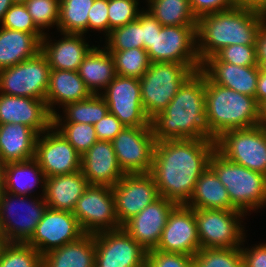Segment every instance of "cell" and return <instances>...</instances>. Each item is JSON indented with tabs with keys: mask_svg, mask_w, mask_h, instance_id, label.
<instances>
[{
	"mask_svg": "<svg viewBox=\"0 0 266 267\" xmlns=\"http://www.w3.org/2000/svg\"><path fill=\"white\" fill-rule=\"evenodd\" d=\"M215 150L213 139L156 141L150 174L160 196L186 204Z\"/></svg>",
	"mask_w": 266,
	"mask_h": 267,
	"instance_id": "cell-1",
	"label": "cell"
},
{
	"mask_svg": "<svg viewBox=\"0 0 266 267\" xmlns=\"http://www.w3.org/2000/svg\"><path fill=\"white\" fill-rule=\"evenodd\" d=\"M150 124L157 142L210 139L205 110V74L201 70L194 72Z\"/></svg>",
	"mask_w": 266,
	"mask_h": 267,
	"instance_id": "cell-2",
	"label": "cell"
},
{
	"mask_svg": "<svg viewBox=\"0 0 266 267\" xmlns=\"http://www.w3.org/2000/svg\"><path fill=\"white\" fill-rule=\"evenodd\" d=\"M265 20L266 14L243 7L197 18L196 47L200 62L230 45H256L259 28Z\"/></svg>",
	"mask_w": 266,
	"mask_h": 267,
	"instance_id": "cell-3",
	"label": "cell"
},
{
	"mask_svg": "<svg viewBox=\"0 0 266 267\" xmlns=\"http://www.w3.org/2000/svg\"><path fill=\"white\" fill-rule=\"evenodd\" d=\"M205 110L208 137L213 140L227 130L260 125L256 98L213 83L206 75Z\"/></svg>",
	"mask_w": 266,
	"mask_h": 267,
	"instance_id": "cell-4",
	"label": "cell"
},
{
	"mask_svg": "<svg viewBox=\"0 0 266 267\" xmlns=\"http://www.w3.org/2000/svg\"><path fill=\"white\" fill-rule=\"evenodd\" d=\"M209 167L226 187L231 203L239 211L246 214L266 205V175L226 159L217 150L210 157Z\"/></svg>",
	"mask_w": 266,
	"mask_h": 267,
	"instance_id": "cell-5",
	"label": "cell"
},
{
	"mask_svg": "<svg viewBox=\"0 0 266 267\" xmlns=\"http://www.w3.org/2000/svg\"><path fill=\"white\" fill-rule=\"evenodd\" d=\"M200 69L201 64L152 62L140 78L142 105L148 118L161 113L183 83Z\"/></svg>",
	"mask_w": 266,
	"mask_h": 267,
	"instance_id": "cell-6",
	"label": "cell"
},
{
	"mask_svg": "<svg viewBox=\"0 0 266 267\" xmlns=\"http://www.w3.org/2000/svg\"><path fill=\"white\" fill-rule=\"evenodd\" d=\"M215 142L226 159L266 175V127L227 130Z\"/></svg>",
	"mask_w": 266,
	"mask_h": 267,
	"instance_id": "cell-7",
	"label": "cell"
},
{
	"mask_svg": "<svg viewBox=\"0 0 266 267\" xmlns=\"http://www.w3.org/2000/svg\"><path fill=\"white\" fill-rule=\"evenodd\" d=\"M28 198L5 191L0 196V228L8 243H27L47 209L43 194L40 200L34 198L28 202Z\"/></svg>",
	"mask_w": 266,
	"mask_h": 267,
	"instance_id": "cell-8",
	"label": "cell"
},
{
	"mask_svg": "<svg viewBox=\"0 0 266 267\" xmlns=\"http://www.w3.org/2000/svg\"><path fill=\"white\" fill-rule=\"evenodd\" d=\"M51 68L40 51L34 57L0 70V93L45 100Z\"/></svg>",
	"mask_w": 266,
	"mask_h": 267,
	"instance_id": "cell-9",
	"label": "cell"
},
{
	"mask_svg": "<svg viewBox=\"0 0 266 267\" xmlns=\"http://www.w3.org/2000/svg\"><path fill=\"white\" fill-rule=\"evenodd\" d=\"M245 215L239 210L195 209L200 247L241 248L245 233L240 219Z\"/></svg>",
	"mask_w": 266,
	"mask_h": 267,
	"instance_id": "cell-10",
	"label": "cell"
},
{
	"mask_svg": "<svg viewBox=\"0 0 266 267\" xmlns=\"http://www.w3.org/2000/svg\"><path fill=\"white\" fill-rule=\"evenodd\" d=\"M85 234L122 228L115 213L112 187L89 185L73 211Z\"/></svg>",
	"mask_w": 266,
	"mask_h": 267,
	"instance_id": "cell-11",
	"label": "cell"
},
{
	"mask_svg": "<svg viewBox=\"0 0 266 267\" xmlns=\"http://www.w3.org/2000/svg\"><path fill=\"white\" fill-rule=\"evenodd\" d=\"M111 143L125 174L150 173L156 143L151 126L124 127Z\"/></svg>",
	"mask_w": 266,
	"mask_h": 267,
	"instance_id": "cell-12",
	"label": "cell"
},
{
	"mask_svg": "<svg viewBox=\"0 0 266 267\" xmlns=\"http://www.w3.org/2000/svg\"><path fill=\"white\" fill-rule=\"evenodd\" d=\"M100 95L106 101L109 113L125 127L151 126L143 109L139 78L117 75Z\"/></svg>",
	"mask_w": 266,
	"mask_h": 267,
	"instance_id": "cell-13",
	"label": "cell"
},
{
	"mask_svg": "<svg viewBox=\"0 0 266 267\" xmlns=\"http://www.w3.org/2000/svg\"><path fill=\"white\" fill-rule=\"evenodd\" d=\"M147 251L123 228L95 234L94 267H145Z\"/></svg>",
	"mask_w": 266,
	"mask_h": 267,
	"instance_id": "cell-14",
	"label": "cell"
},
{
	"mask_svg": "<svg viewBox=\"0 0 266 267\" xmlns=\"http://www.w3.org/2000/svg\"><path fill=\"white\" fill-rule=\"evenodd\" d=\"M147 53L151 63L202 64L196 47V25L162 26Z\"/></svg>",
	"mask_w": 266,
	"mask_h": 267,
	"instance_id": "cell-15",
	"label": "cell"
},
{
	"mask_svg": "<svg viewBox=\"0 0 266 267\" xmlns=\"http://www.w3.org/2000/svg\"><path fill=\"white\" fill-rule=\"evenodd\" d=\"M85 233L73 212L47 207L28 245L42 256L49 251L79 240Z\"/></svg>",
	"mask_w": 266,
	"mask_h": 267,
	"instance_id": "cell-16",
	"label": "cell"
},
{
	"mask_svg": "<svg viewBox=\"0 0 266 267\" xmlns=\"http://www.w3.org/2000/svg\"><path fill=\"white\" fill-rule=\"evenodd\" d=\"M115 213L122 226L160 197L150 173L125 174L113 187Z\"/></svg>",
	"mask_w": 266,
	"mask_h": 267,
	"instance_id": "cell-17",
	"label": "cell"
},
{
	"mask_svg": "<svg viewBox=\"0 0 266 267\" xmlns=\"http://www.w3.org/2000/svg\"><path fill=\"white\" fill-rule=\"evenodd\" d=\"M46 132L38 135L35 149V159L46 178L80 171L81 155L53 125Z\"/></svg>",
	"mask_w": 266,
	"mask_h": 267,
	"instance_id": "cell-18",
	"label": "cell"
},
{
	"mask_svg": "<svg viewBox=\"0 0 266 267\" xmlns=\"http://www.w3.org/2000/svg\"><path fill=\"white\" fill-rule=\"evenodd\" d=\"M200 249L195 209L185 204L176 205L154 250L193 257Z\"/></svg>",
	"mask_w": 266,
	"mask_h": 267,
	"instance_id": "cell-19",
	"label": "cell"
},
{
	"mask_svg": "<svg viewBox=\"0 0 266 267\" xmlns=\"http://www.w3.org/2000/svg\"><path fill=\"white\" fill-rule=\"evenodd\" d=\"M177 204L160 196L140 213L122 225V228L146 251L157 247L167 219Z\"/></svg>",
	"mask_w": 266,
	"mask_h": 267,
	"instance_id": "cell-20",
	"label": "cell"
},
{
	"mask_svg": "<svg viewBox=\"0 0 266 267\" xmlns=\"http://www.w3.org/2000/svg\"><path fill=\"white\" fill-rule=\"evenodd\" d=\"M24 124L38 135L53 124V115L45 100L0 93V124Z\"/></svg>",
	"mask_w": 266,
	"mask_h": 267,
	"instance_id": "cell-21",
	"label": "cell"
},
{
	"mask_svg": "<svg viewBox=\"0 0 266 267\" xmlns=\"http://www.w3.org/2000/svg\"><path fill=\"white\" fill-rule=\"evenodd\" d=\"M81 172L89 185L113 187L125 173L120 168L111 141H96L81 156Z\"/></svg>",
	"mask_w": 266,
	"mask_h": 267,
	"instance_id": "cell-22",
	"label": "cell"
},
{
	"mask_svg": "<svg viewBox=\"0 0 266 267\" xmlns=\"http://www.w3.org/2000/svg\"><path fill=\"white\" fill-rule=\"evenodd\" d=\"M213 83L255 98L260 66H239L208 57L200 69Z\"/></svg>",
	"mask_w": 266,
	"mask_h": 267,
	"instance_id": "cell-23",
	"label": "cell"
},
{
	"mask_svg": "<svg viewBox=\"0 0 266 267\" xmlns=\"http://www.w3.org/2000/svg\"><path fill=\"white\" fill-rule=\"evenodd\" d=\"M61 35H64L61 40L51 42L45 32L41 40V52L51 69L78 71L80 64L94 45L90 47L82 38L83 34Z\"/></svg>",
	"mask_w": 266,
	"mask_h": 267,
	"instance_id": "cell-24",
	"label": "cell"
},
{
	"mask_svg": "<svg viewBox=\"0 0 266 267\" xmlns=\"http://www.w3.org/2000/svg\"><path fill=\"white\" fill-rule=\"evenodd\" d=\"M44 199L47 207L73 212L78 200L89 186L81 170L72 174L46 178Z\"/></svg>",
	"mask_w": 266,
	"mask_h": 267,
	"instance_id": "cell-25",
	"label": "cell"
},
{
	"mask_svg": "<svg viewBox=\"0 0 266 267\" xmlns=\"http://www.w3.org/2000/svg\"><path fill=\"white\" fill-rule=\"evenodd\" d=\"M91 95L77 71L51 69L45 101L52 115L57 113L53 107L57 103L64 107L68 103L85 100Z\"/></svg>",
	"mask_w": 266,
	"mask_h": 267,
	"instance_id": "cell-26",
	"label": "cell"
},
{
	"mask_svg": "<svg viewBox=\"0 0 266 267\" xmlns=\"http://www.w3.org/2000/svg\"><path fill=\"white\" fill-rule=\"evenodd\" d=\"M38 134L24 124H0V150L3 163L35 158Z\"/></svg>",
	"mask_w": 266,
	"mask_h": 267,
	"instance_id": "cell-27",
	"label": "cell"
},
{
	"mask_svg": "<svg viewBox=\"0 0 266 267\" xmlns=\"http://www.w3.org/2000/svg\"><path fill=\"white\" fill-rule=\"evenodd\" d=\"M185 205L192 209L238 210L231 203L226 187L210 167L197 180L192 196Z\"/></svg>",
	"mask_w": 266,
	"mask_h": 267,
	"instance_id": "cell-28",
	"label": "cell"
},
{
	"mask_svg": "<svg viewBox=\"0 0 266 267\" xmlns=\"http://www.w3.org/2000/svg\"><path fill=\"white\" fill-rule=\"evenodd\" d=\"M78 74L92 94H99L117 76L114 59L103 47L94 46L78 68ZM99 88V89H98Z\"/></svg>",
	"mask_w": 266,
	"mask_h": 267,
	"instance_id": "cell-29",
	"label": "cell"
},
{
	"mask_svg": "<svg viewBox=\"0 0 266 267\" xmlns=\"http://www.w3.org/2000/svg\"><path fill=\"white\" fill-rule=\"evenodd\" d=\"M41 183V184H39ZM46 176L38 161L8 162L4 164V191L14 195L29 196L37 185L45 194ZM28 194V195H27Z\"/></svg>",
	"mask_w": 266,
	"mask_h": 267,
	"instance_id": "cell-30",
	"label": "cell"
},
{
	"mask_svg": "<svg viewBox=\"0 0 266 267\" xmlns=\"http://www.w3.org/2000/svg\"><path fill=\"white\" fill-rule=\"evenodd\" d=\"M95 234L65 244L42 256V267H94Z\"/></svg>",
	"mask_w": 266,
	"mask_h": 267,
	"instance_id": "cell-31",
	"label": "cell"
},
{
	"mask_svg": "<svg viewBox=\"0 0 266 267\" xmlns=\"http://www.w3.org/2000/svg\"><path fill=\"white\" fill-rule=\"evenodd\" d=\"M41 41L33 34L0 26V70L34 57Z\"/></svg>",
	"mask_w": 266,
	"mask_h": 267,
	"instance_id": "cell-32",
	"label": "cell"
},
{
	"mask_svg": "<svg viewBox=\"0 0 266 267\" xmlns=\"http://www.w3.org/2000/svg\"><path fill=\"white\" fill-rule=\"evenodd\" d=\"M63 109L64 118L56 113L53 115V122H75L94 125L109 113L108 105L100 94H92L85 100L68 103Z\"/></svg>",
	"mask_w": 266,
	"mask_h": 267,
	"instance_id": "cell-33",
	"label": "cell"
},
{
	"mask_svg": "<svg viewBox=\"0 0 266 267\" xmlns=\"http://www.w3.org/2000/svg\"><path fill=\"white\" fill-rule=\"evenodd\" d=\"M151 15L162 26L196 25L189 0H147Z\"/></svg>",
	"mask_w": 266,
	"mask_h": 267,
	"instance_id": "cell-34",
	"label": "cell"
},
{
	"mask_svg": "<svg viewBox=\"0 0 266 267\" xmlns=\"http://www.w3.org/2000/svg\"><path fill=\"white\" fill-rule=\"evenodd\" d=\"M94 0H60L58 30L62 34L88 31V13Z\"/></svg>",
	"mask_w": 266,
	"mask_h": 267,
	"instance_id": "cell-35",
	"label": "cell"
},
{
	"mask_svg": "<svg viewBox=\"0 0 266 267\" xmlns=\"http://www.w3.org/2000/svg\"><path fill=\"white\" fill-rule=\"evenodd\" d=\"M109 52L114 59L117 75L122 77L140 79L151 64L148 53L143 48Z\"/></svg>",
	"mask_w": 266,
	"mask_h": 267,
	"instance_id": "cell-36",
	"label": "cell"
},
{
	"mask_svg": "<svg viewBox=\"0 0 266 267\" xmlns=\"http://www.w3.org/2000/svg\"><path fill=\"white\" fill-rule=\"evenodd\" d=\"M105 48L108 51H123L132 48H143L142 11L138 18L124 26L111 30L107 36Z\"/></svg>",
	"mask_w": 266,
	"mask_h": 267,
	"instance_id": "cell-37",
	"label": "cell"
},
{
	"mask_svg": "<svg viewBox=\"0 0 266 267\" xmlns=\"http://www.w3.org/2000/svg\"><path fill=\"white\" fill-rule=\"evenodd\" d=\"M192 259L194 267H243L241 248H201Z\"/></svg>",
	"mask_w": 266,
	"mask_h": 267,
	"instance_id": "cell-38",
	"label": "cell"
},
{
	"mask_svg": "<svg viewBox=\"0 0 266 267\" xmlns=\"http://www.w3.org/2000/svg\"><path fill=\"white\" fill-rule=\"evenodd\" d=\"M52 125L81 156L98 141L94 125L75 122H53Z\"/></svg>",
	"mask_w": 266,
	"mask_h": 267,
	"instance_id": "cell-39",
	"label": "cell"
},
{
	"mask_svg": "<svg viewBox=\"0 0 266 267\" xmlns=\"http://www.w3.org/2000/svg\"><path fill=\"white\" fill-rule=\"evenodd\" d=\"M0 267H42V255L27 243H7L0 254Z\"/></svg>",
	"mask_w": 266,
	"mask_h": 267,
	"instance_id": "cell-40",
	"label": "cell"
},
{
	"mask_svg": "<svg viewBox=\"0 0 266 267\" xmlns=\"http://www.w3.org/2000/svg\"><path fill=\"white\" fill-rule=\"evenodd\" d=\"M24 5L42 33L53 25L58 28L60 0H28Z\"/></svg>",
	"mask_w": 266,
	"mask_h": 267,
	"instance_id": "cell-41",
	"label": "cell"
},
{
	"mask_svg": "<svg viewBox=\"0 0 266 267\" xmlns=\"http://www.w3.org/2000/svg\"><path fill=\"white\" fill-rule=\"evenodd\" d=\"M1 27L33 33L40 41L45 33H42L34 24L31 15L23 3H14L1 22Z\"/></svg>",
	"mask_w": 266,
	"mask_h": 267,
	"instance_id": "cell-42",
	"label": "cell"
},
{
	"mask_svg": "<svg viewBox=\"0 0 266 267\" xmlns=\"http://www.w3.org/2000/svg\"><path fill=\"white\" fill-rule=\"evenodd\" d=\"M139 0H108L109 34L112 29L124 26L138 18Z\"/></svg>",
	"mask_w": 266,
	"mask_h": 267,
	"instance_id": "cell-43",
	"label": "cell"
},
{
	"mask_svg": "<svg viewBox=\"0 0 266 267\" xmlns=\"http://www.w3.org/2000/svg\"><path fill=\"white\" fill-rule=\"evenodd\" d=\"M219 61L239 66H256V45L234 44L222 48L214 55Z\"/></svg>",
	"mask_w": 266,
	"mask_h": 267,
	"instance_id": "cell-44",
	"label": "cell"
},
{
	"mask_svg": "<svg viewBox=\"0 0 266 267\" xmlns=\"http://www.w3.org/2000/svg\"><path fill=\"white\" fill-rule=\"evenodd\" d=\"M145 267H194V265L193 259L189 255L153 249L147 251Z\"/></svg>",
	"mask_w": 266,
	"mask_h": 267,
	"instance_id": "cell-45",
	"label": "cell"
},
{
	"mask_svg": "<svg viewBox=\"0 0 266 267\" xmlns=\"http://www.w3.org/2000/svg\"><path fill=\"white\" fill-rule=\"evenodd\" d=\"M88 29L109 35L108 0H94L88 13Z\"/></svg>",
	"mask_w": 266,
	"mask_h": 267,
	"instance_id": "cell-46",
	"label": "cell"
},
{
	"mask_svg": "<svg viewBox=\"0 0 266 267\" xmlns=\"http://www.w3.org/2000/svg\"><path fill=\"white\" fill-rule=\"evenodd\" d=\"M196 18L237 7L235 0H189Z\"/></svg>",
	"mask_w": 266,
	"mask_h": 267,
	"instance_id": "cell-47",
	"label": "cell"
},
{
	"mask_svg": "<svg viewBox=\"0 0 266 267\" xmlns=\"http://www.w3.org/2000/svg\"><path fill=\"white\" fill-rule=\"evenodd\" d=\"M124 127L120 120L111 113L94 124L97 139L104 141H112Z\"/></svg>",
	"mask_w": 266,
	"mask_h": 267,
	"instance_id": "cell-48",
	"label": "cell"
},
{
	"mask_svg": "<svg viewBox=\"0 0 266 267\" xmlns=\"http://www.w3.org/2000/svg\"><path fill=\"white\" fill-rule=\"evenodd\" d=\"M162 25L147 10L142 11V41L143 49L150 48L157 33L160 32Z\"/></svg>",
	"mask_w": 266,
	"mask_h": 267,
	"instance_id": "cell-49",
	"label": "cell"
},
{
	"mask_svg": "<svg viewBox=\"0 0 266 267\" xmlns=\"http://www.w3.org/2000/svg\"><path fill=\"white\" fill-rule=\"evenodd\" d=\"M243 267H266V243L252 248L241 247Z\"/></svg>",
	"mask_w": 266,
	"mask_h": 267,
	"instance_id": "cell-50",
	"label": "cell"
},
{
	"mask_svg": "<svg viewBox=\"0 0 266 267\" xmlns=\"http://www.w3.org/2000/svg\"><path fill=\"white\" fill-rule=\"evenodd\" d=\"M257 63L266 61V20L261 24L256 39Z\"/></svg>",
	"mask_w": 266,
	"mask_h": 267,
	"instance_id": "cell-51",
	"label": "cell"
},
{
	"mask_svg": "<svg viewBox=\"0 0 266 267\" xmlns=\"http://www.w3.org/2000/svg\"><path fill=\"white\" fill-rule=\"evenodd\" d=\"M237 7L256 10L266 14V0H235Z\"/></svg>",
	"mask_w": 266,
	"mask_h": 267,
	"instance_id": "cell-52",
	"label": "cell"
},
{
	"mask_svg": "<svg viewBox=\"0 0 266 267\" xmlns=\"http://www.w3.org/2000/svg\"><path fill=\"white\" fill-rule=\"evenodd\" d=\"M255 98L258 104L266 100V72H263L261 69L257 79Z\"/></svg>",
	"mask_w": 266,
	"mask_h": 267,
	"instance_id": "cell-53",
	"label": "cell"
},
{
	"mask_svg": "<svg viewBox=\"0 0 266 267\" xmlns=\"http://www.w3.org/2000/svg\"><path fill=\"white\" fill-rule=\"evenodd\" d=\"M14 3L11 0H0V22H2L5 13Z\"/></svg>",
	"mask_w": 266,
	"mask_h": 267,
	"instance_id": "cell-54",
	"label": "cell"
},
{
	"mask_svg": "<svg viewBox=\"0 0 266 267\" xmlns=\"http://www.w3.org/2000/svg\"><path fill=\"white\" fill-rule=\"evenodd\" d=\"M259 121L260 125L266 127V100L259 104Z\"/></svg>",
	"mask_w": 266,
	"mask_h": 267,
	"instance_id": "cell-55",
	"label": "cell"
},
{
	"mask_svg": "<svg viewBox=\"0 0 266 267\" xmlns=\"http://www.w3.org/2000/svg\"><path fill=\"white\" fill-rule=\"evenodd\" d=\"M4 193V164H0V196Z\"/></svg>",
	"mask_w": 266,
	"mask_h": 267,
	"instance_id": "cell-56",
	"label": "cell"
},
{
	"mask_svg": "<svg viewBox=\"0 0 266 267\" xmlns=\"http://www.w3.org/2000/svg\"><path fill=\"white\" fill-rule=\"evenodd\" d=\"M7 240L4 237V233L2 231V229L0 228V251L3 250V248L5 247V245L7 244Z\"/></svg>",
	"mask_w": 266,
	"mask_h": 267,
	"instance_id": "cell-57",
	"label": "cell"
},
{
	"mask_svg": "<svg viewBox=\"0 0 266 267\" xmlns=\"http://www.w3.org/2000/svg\"><path fill=\"white\" fill-rule=\"evenodd\" d=\"M260 69H261L263 72H266V61H264V62L260 65Z\"/></svg>",
	"mask_w": 266,
	"mask_h": 267,
	"instance_id": "cell-58",
	"label": "cell"
},
{
	"mask_svg": "<svg viewBox=\"0 0 266 267\" xmlns=\"http://www.w3.org/2000/svg\"><path fill=\"white\" fill-rule=\"evenodd\" d=\"M13 3H25L28 0H11Z\"/></svg>",
	"mask_w": 266,
	"mask_h": 267,
	"instance_id": "cell-59",
	"label": "cell"
},
{
	"mask_svg": "<svg viewBox=\"0 0 266 267\" xmlns=\"http://www.w3.org/2000/svg\"><path fill=\"white\" fill-rule=\"evenodd\" d=\"M0 164H4V163H3V159H2V157H1V150H0Z\"/></svg>",
	"mask_w": 266,
	"mask_h": 267,
	"instance_id": "cell-60",
	"label": "cell"
}]
</instances>
